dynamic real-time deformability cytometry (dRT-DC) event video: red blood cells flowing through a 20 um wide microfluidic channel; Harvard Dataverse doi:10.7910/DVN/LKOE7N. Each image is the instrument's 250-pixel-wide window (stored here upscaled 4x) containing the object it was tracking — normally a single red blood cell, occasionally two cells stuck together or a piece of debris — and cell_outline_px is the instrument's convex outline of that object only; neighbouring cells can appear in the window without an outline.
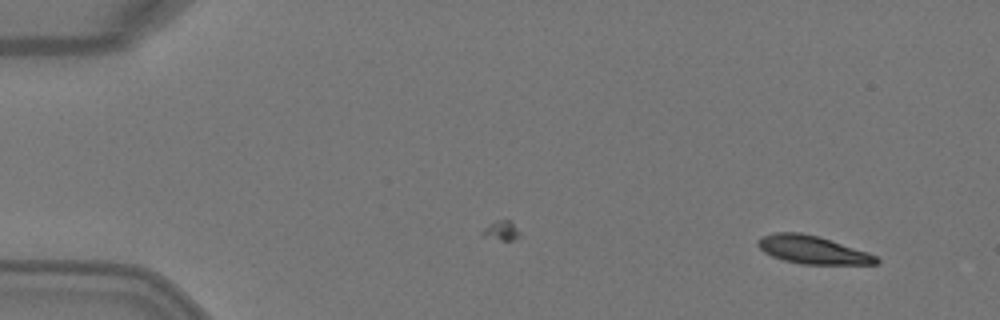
{"species": "Egyptian fruit bat (a non-hibernating species)", "species_latin": "Rousettus aegyptiacus", "temperature_condition": "warm", "stored_images_in_passage": 2, "camera_frame_rate_fps": 3000, "um_per_image_px": 0.085, "animal": {"sex": "female"}, "frame": {"image": 1, "passage_image": 2, "time_ms": 0.333, "image_size_px": [1000, 320], "cell_outline_px": [[880, 260], [876, 264], [800, 264], [784, 260], [772, 256], [764, 252], [756, 244], [756, 240], [760, 236], [776, 232], [800, 232], [816, 236], [868, 252], [876, 256]], "centroid_in_image_um": [69.01, 21.23], "position_along_channel_um": 16.0, "area_um2": 19.19}}